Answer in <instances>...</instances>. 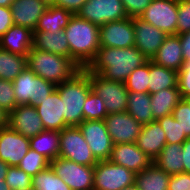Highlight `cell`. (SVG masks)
<instances>
[{
    "label": "cell",
    "instance_id": "6da1fadb",
    "mask_svg": "<svg viewBox=\"0 0 190 190\" xmlns=\"http://www.w3.org/2000/svg\"><path fill=\"white\" fill-rule=\"evenodd\" d=\"M149 59L135 46L100 47L86 69L112 81L125 82L128 76Z\"/></svg>",
    "mask_w": 190,
    "mask_h": 190
},
{
    "label": "cell",
    "instance_id": "7a4b0ae2",
    "mask_svg": "<svg viewBox=\"0 0 190 190\" xmlns=\"http://www.w3.org/2000/svg\"><path fill=\"white\" fill-rule=\"evenodd\" d=\"M64 33L69 44L70 58L80 68H86L100 48L99 26L73 14Z\"/></svg>",
    "mask_w": 190,
    "mask_h": 190
},
{
    "label": "cell",
    "instance_id": "3957f363",
    "mask_svg": "<svg viewBox=\"0 0 190 190\" xmlns=\"http://www.w3.org/2000/svg\"><path fill=\"white\" fill-rule=\"evenodd\" d=\"M63 101L64 122L68 127L79 126L83 122V107L92 89L86 68H81L70 79L56 86Z\"/></svg>",
    "mask_w": 190,
    "mask_h": 190
},
{
    "label": "cell",
    "instance_id": "277c9868",
    "mask_svg": "<svg viewBox=\"0 0 190 190\" xmlns=\"http://www.w3.org/2000/svg\"><path fill=\"white\" fill-rule=\"evenodd\" d=\"M26 63L37 76L56 86L70 79L81 69L71 58L35 48L29 51Z\"/></svg>",
    "mask_w": 190,
    "mask_h": 190
},
{
    "label": "cell",
    "instance_id": "5b68a950",
    "mask_svg": "<svg viewBox=\"0 0 190 190\" xmlns=\"http://www.w3.org/2000/svg\"><path fill=\"white\" fill-rule=\"evenodd\" d=\"M12 83L17 105L36 107L56 89V85L37 76L28 67Z\"/></svg>",
    "mask_w": 190,
    "mask_h": 190
},
{
    "label": "cell",
    "instance_id": "8992f818",
    "mask_svg": "<svg viewBox=\"0 0 190 190\" xmlns=\"http://www.w3.org/2000/svg\"><path fill=\"white\" fill-rule=\"evenodd\" d=\"M92 90L103 100L107 114L126 111L128 90L124 82L105 79L88 71Z\"/></svg>",
    "mask_w": 190,
    "mask_h": 190
},
{
    "label": "cell",
    "instance_id": "52a82bcc",
    "mask_svg": "<svg viewBox=\"0 0 190 190\" xmlns=\"http://www.w3.org/2000/svg\"><path fill=\"white\" fill-rule=\"evenodd\" d=\"M59 157L86 166H95L98 162L78 126L60 131Z\"/></svg>",
    "mask_w": 190,
    "mask_h": 190
},
{
    "label": "cell",
    "instance_id": "ba28073f",
    "mask_svg": "<svg viewBox=\"0 0 190 190\" xmlns=\"http://www.w3.org/2000/svg\"><path fill=\"white\" fill-rule=\"evenodd\" d=\"M135 181V173L109 160L94 166L93 190H122Z\"/></svg>",
    "mask_w": 190,
    "mask_h": 190
},
{
    "label": "cell",
    "instance_id": "9c48e42d",
    "mask_svg": "<svg viewBox=\"0 0 190 190\" xmlns=\"http://www.w3.org/2000/svg\"><path fill=\"white\" fill-rule=\"evenodd\" d=\"M50 167L71 190H93L94 166H86L57 157L50 161Z\"/></svg>",
    "mask_w": 190,
    "mask_h": 190
},
{
    "label": "cell",
    "instance_id": "30bf717a",
    "mask_svg": "<svg viewBox=\"0 0 190 190\" xmlns=\"http://www.w3.org/2000/svg\"><path fill=\"white\" fill-rule=\"evenodd\" d=\"M76 15L98 26L128 17L121 0H87Z\"/></svg>",
    "mask_w": 190,
    "mask_h": 190
},
{
    "label": "cell",
    "instance_id": "8fae6325",
    "mask_svg": "<svg viewBox=\"0 0 190 190\" xmlns=\"http://www.w3.org/2000/svg\"><path fill=\"white\" fill-rule=\"evenodd\" d=\"M140 18L167 35H176L178 0H152Z\"/></svg>",
    "mask_w": 190,
    "mask_h": 190
},
{
    "label": "cell",
    "instance_id": "7c38bea8",
    "mask_svg": "<svg viewBox=\"0 0 190 190\" xmlns=\"http://www.w3.org/2000/svg\"><path fill=\"white\" fill-rule=\"evenodd\" d=\"M78 127L95 159L109 160L113 143L104 120H84Z\"/></svg>",
    "mask_w": 190,
    "mask_h": 190
},
{
    "label": "cell",
    "instance_id": "4fadbf2b",
    "mask_svg": "<svg viewBox=\"0 0 190 190\" xmlns=\"http://www.w3.org/2000/svg\"><path fill=\"white\" fill-rule=\"evenodd\" d=\"M100 47L128 48L135 46L133 18L112 21L99 26Z\"/></svg>",
    "mask_w": 190,
    "mask_h": 190
},
{
    "label": "cell",
    "instance_id": "5bb4252c",
    "mask_svg": "<svg viewBox=\"0 0 190 190\" xmlns=\"http://www.w3.org/2000/svg\"><path fill=\"white\" fill-rule=\"evenodd\" d=\"M104 122L113 144L135 143L142 128L127 111L108 114Z\"/></svg>",
    "mask_w": 190,
    "mask_h": 190
},
{
    "label": "cell",
    "instance_id": "9a60e30c",
    "mask_svg": "<svg viewBox=\"0 0 190 190\" xmlns=\"http://www.w3.org/2000/svg\"><path fill=\"white\" fill-rule=\"evenodd\" d=\"M29 149V138L9 126L0 129V159L9 166H18Z\"/></svg>",
    "mask_w": 190,
    "mask_h": 190
},
{
    "label": "cell",
    "instance_id": "2e32d148",
    "mask_svg": "<svg viewBox=\"0 0 190 190\" xmlns=\"http://www.w3.org/2000/svg\"><path fill=\"white\" fill-rule=\"evenodd\" d=\"M8 126L27 138L45 130L36 108L30 105H18L8 113Z\"/></svg>",
    "mask_w": 190,
    "mask_h": 190
},
{
    "label": "cell",
    "instance_id": "e0dca14e",
    "mask_svg": "<svg viewBox=\"0 0 190 190\" xmlns=\"http://www.w3.org/2000/svg\"><path fill=\"white\" fill-rule=\"evenodd\" d=\"M133 24L135 47L151 60L168 35L140 17L133 18Z\"/></svg>",
    "mask_w": 190,
    "mask_h": 190
},
{
    "label": "cell",
    "instance_id": "ac0fdd59",
    "mask_svg": "<svg viewBox=\"0 0 190 190\" xmlns=\"http://www.w3.org/2000/svg\"><path fill=\"white\" fill-rule=\"evenodd\" d=\"M109 161L129 169L135 174L143 171L152 163L136 143L113 144Z\"/></svg>",
    "mask_w": 190,
    "mask_h": 190
},
{
    "label": "cell",
    "instance_id": "d6986e66",
    "mask_svg": "<svg viewBox=\"0 0 190 190\" xmlns=\"http://www.w3.org/2000/svg\"><path fill=\"white\" fill-rule=\"evenodd\" d=\"M49 4L50 0H13L10 9L14 24L34 31Z\"/></svg>",
    "mask_w": 190,
    "mask_h": 190
},
{
    "label": "cell",
    "instance_id": "ffe728a7",
    "mask_svg": "<svg viewBox=\"0 0 190 190\" xmlns=\"http://www.w3.org/2000/svg\"><path fill=\"white\" fill-rule=\"evenodd\" d=\"M45 130L62 131L68 127L64 122L63 101L57 89L35 107Z\"/></svg>",
    "mask_w": 190,
    "mask_h": 190
},
{
    "label": "cell",
    "instance_id": "44dd1931",
    "mask_svg": "<svg viewBox=\"0 0 190 190\" xmlns=\"http://www.w3.org/2000/svg\"><path fill=\"white\" fill-rule=\"evenodd\" d=\"M135 143L153 162L159 156L167 141L165 132L158 121L155 120L142 125Z\"/></svg>",
    "mask_w": 190,
    "mask_h": 190
},
{
    "label": "cell",
    "instance_id": "7402d4cb",
    "mask_svg": "<svg viewBox=\"0 0 190 190\" xmlns=\"http://www.w3.org/2000/svg\"><path fill=\"white\" fill-rule=\"evenodd\" d=\"M32 40L30 28L14 24L0 37V48L26 57L32 49Z\"/></svg>",
    "mask_w": 190,
    "mask_h": 190
},
{
    "label": "cell",
    "instance_id": "603a6c76",
    "mask_svg": "<svg viewBox=\"0 0 190 190\" xmlns=\"http://www.w3.org/2000/svg\"><path fill=\"white\" fill-rule=\"evenodd\" d=\"M151 61L179 72L184 63L179 35H168Z\"/></svg>",
    "mask_w": 190,
    "mask_h": 190
},
{
    "label": "cell",
    "instance_id": "cb8c5ba5",
    "mask_svg": "<svg viewBox=\"0 0 190 190\" xmlns=\"http://www.w3.org/2000/svg\"><path fill=\"white\" fill-rule=\"evenodd\" d=\"M32 48L70 58V49L64 30L59 33L33 31Z\"/></svg>",
    "mask_w": 190,
    "mask_h": 190
},
{
    "label": "cell",
    "instance_id": "d4e9b609",
    "mask_svg": "<svg viewBox=\"0 0 190 190\" xmlns=\"http://www.w3.org/2000/svg\"><path fill=\"white\" fill-rule=\"evenodd\" d=\"M73 13L67 9L50 3L47 10L41 15L34 31L59 33L68 25Z\"/></svg>",
    "mask_w": 190,
    "mask_h": 190
},
{
    "label": "cell",
    "instance_id": "484cf974",
    "mask_svg": "<svg viewBox=\"0 0 190 190\" xmlns=\"http://www.w3.org/2000/svg\"><path fill=\"white\" fill-rule=\"evenodd\" d=\"M181 99L178 86L150 94L151 110L154 120L172 114Z\"/></svg>",
    "mask_w": 190,
    "mask_h": 190
},
{
    "label": "cell",
    "instance_id": "4316f807",
    "mask_svg": "<svg viewBox=\"0 0 190 190\" xmlns=\"http://www.w3.org/2000/svg\"><path fill=\"white\" fill-rule=\"evenodd\" d=\"M170 175L153 162L143 171L135 174L134 184L138 190H168Z\"/></svg>",
    "mask_w": 190,
    "mask_h": 190
},
{
    "label": "cell",
    "instance_id": "83f0119b",
    "mask_svg": "<svg viewBox=\"0 0 190 190\" xmlns=\"http://www.w3.org/2000/svg\"><path fill=\"white\" fill-rule=\"evenodd\" d=\"M149 85L148 93L153 94L160 90L176 88L178 83V72L149 60Z\"/></svg>",
    "mask_w": 190,
    "mask_h": 190
},
{
    "label": "cell",
    "instance_id": "f1b7e54d",
    "mask_svg": "<svg viewBox=\"0 0 190 190\" xmlns=\"http://www.w3.org/2000/svg\"><path fill=\"white\" fill-rule=\"evenodd\" d=\"M30 148L42 154L49 161L59 157L60 132L44 130L38 135L29 138Z\"/></svg>",
    "mask_w": 190,
    "mask_h": 190
},
{
    "label": "cell",
    "instance_id": "f546056e",
    "mask_svg": "<svg viewBox=\"0 0 190 190\" xmlns=\"http://www.w3.org/2000/svg\"><path fill=\"white\" fill-rule=\"evenodd\" d=\"M182 144H168L163 147L153 163L167 174L173 175L184 172Z\"/></svg>",
    "mask_w": 190,
    "mask_h": 190
},
{
    "label": "cell",
    "instance_id": "4dcf8cb0",
    "mask_svg": "<svg viewBox=\"0 0 190 190\" xmlns=\"http://www.w3.org/2000/svg\"><path fill=\"white\" fill-rule=\"evenodd\" d=\"M126 111L142 125L155 121L149 93L128 92Z\"/></svg>",
    "mask_w": 190,
    "mask_h": 190
},
{
    "label": "cell",
    "instance_id": "1f68e13d",
    "mask_svg": "<svg viewBox=\"0 0 190 190\" xmlns=\"http://www.w3.org/2000/svg\"><path fill=\"white\" fill-rule=\"evenodd\" d=\"M26 67L25 56L0 48V79L12 82Z\"/></svg>",
    "mask_w": 190,
    "mask_h": 190
},
{
    "label": "cell",
    "instance_id": "d6a6232c",
    "mask_svg": "<svg viewBox=\"0 0 190 190\" xmlns=\"http://www.w3.org/2000/svg\"><path fill=\"white\" fill-rule=\"evenodd\" d=\"M34 190H71V188L48 166L32 177Z\"/></svg>",
    "mask_w": 190,
    "mask_h": 190
},
{
    "label": "cell",
    "instance_id": "836d02e7",
    "mask_svg": "<svg viewBox=\"0 0 190 190\" xmlns=\"http://www.w3.org/2000/svg\"><path fill=\"white\" fill-rule=\"evenodd\" d=\"M149 74L148 60L142 66L137 67L124 82L128 92L148 93Z\"/></svg>",
    "mask_w": 190,
    "mask_h": 190
},
{
    "label": "cell",
    "instance_id": "e575fe53",
    "mask_svg": "<svg viewBox=\"0 0 190 190\" xmlns=\"http://www.w3.org/2000/svg\"><path fill=\"white\" fill-rule=\"evenodd\" d=\"M107 111L103 100L91 89L83 107L84 120H104Z\"/></svg>",
    "mask_w": 190,
    "mask_h": 190
},
{
    "label": "cell",
    "instance_id": "d590c367",
    "mask_svg": "<svg viewBox=\"0 0 190 190\" xmlns=\"http://www.w3.org/2000/svg\"><path fill=\"white\" fill-rule=\"evenodd\" d=\"M48 166H50V161L31 148L18 164V167L31 177L46 169Z\"/></svg>",
    "mask_w": 190,
    "mask_h": 190
},
{
    "label": "cell",
    "instance_id": "8d00e7d4",
    "mask_svg": "<svg viewBox=\"0 0 190 190\" xmlns=\"http://www.w3.org/2000/svg\"><path fill=\"white\" fill-rule=\"evenodd\" d=\"M157 121L165 132L168 144H183L188 138L184 133H182V129L178 124V121L175 120L173 114L159 118Z\"/></svg>",
    "mask_w": 190,
    "mask_h": 190
},
{
    "label": "cell",
    "instance_id": "74e56055",
    "mask_svg": "<svg viewBox=\"0 0 190 190\" xmlns=\"http://www.w3.org/2000/svg\"><path fill=\"white\" fill-rule=\"evenodd\" d=\"M5 181L11 190H26L32 187V177L18 166H9Z\"/></svg>",
    "mask_w": 190,
    "mask_h": 190
},
{
    "label": "cell",
    "instance_id": "f35d334b",
    "mask_svg": "<svg viewBox=\"0 0 190 190\" xmlns=\"http://www.w3.org/2000/svg\"><path fill=\"white\" fill-rule=\"evenodd\" d=\"M173 116L178 121L184 133L187 137H190V98L181 99L177 106L173 110Z\"/></svg>",
    "mask_w": 190,
    "mask_h": 190
},
{
    "label": "cell",
    "instance_id": "ab89813d",
    "mask_svg": "<svg viewBox=\"0 0 190 190\" xmlns=\"http://www.w3.org/2000/svg\"><path fill=\"white\" fill-rule=\"evenodd\" d=\"M17 106L13 83L0 79V107L10 113Z\"/></svg>",
    "mask_w": 190,
    "mask_h": 190
},
{
    "label": "cell",
    "instance_id": "60d3db41",
    "mask_svg": "<svg viewBox=\"0 0 190 190\" xmlns=\"http://www.w3.org/2000/svg\"><path fill=\"white\" fill-rule=\"evenodd\" d=\"M190 31V0H178L176 35Z\"/></svg>",
    "mask_w": 190,
    "mask_h": 190
},
{
    "label": "cell",
    "instance_id": "b9f144b4",
    "mask_svg": "<svg viewBox=\"0 0 190 190\" xmlns=\"http://www.w3.org/2000/svg\"><path fill=\"white\" fill-rule=\"evenodd\" d=\"M178 89L181 98H190V61H184L182 68L178 72Z\"/></svg>",
    "mask_w": 190,
    "mask_h": 190
},
{
    "label": "cell",
    "instance_id": "7bdbcfd3",
    "mask_svg": "<svg viewBox=\"0 0 190 190\" xmlns=\"http://www.w3.org/2000/svg\"><path fill=\"white\" fill-rule=\"evenodd\" d=\"M129 18L140 17L152 0H121Z\"/></svg>",
    "mask_w": 190,
    "mask_h": 190
},
{
    "label": "cell",
    "instance_id": "ee69618b",
    "mask_svg": "<svg viewBox=\"0 0 190 190\" xmlns=\"http://www.w3.org/2000/svg\"><path fill=\"white\" fill-rule=\"evenodd\" d=\"M168 190H190V173L170 175Z\"/></svg>",
    "mask_w": 190,
    "mask_h": 190
},
{
    "label": "cell",
    "instance_id": "f6af8a7d",
    "mask_svg": "<svg viewBox=\"0 0 190 190\" xmlns=\"http://www.w3.org/2000/svg\"><path fill=\"white\" fill-rule=\"evenodd\" d=\"M14 25L10 7L0 6V37Z\"/></svg>",
    "mask_w": 190,
    "mask_h": 190
},
{
    "label": "cell",
    "instance_id": "bcb514c9",
    "mask_svg": "<svg viewBox=\"0 0 190 190\" xmlns=\"http://www.w3.org/2000/svg\"><path fill=\"white\" fill-rule=\"evenodd\" d=\"M86 1L87 0H50V3L76 14Z\"/></svg>",
    "mask_w": 190,
    "mask_h": 190
},
{
    "label": "cell",
    "instance_id": "7dc6e473",
    "mask_svg": "<svg viewBox=\"0 0 190 190\" xmlns=\"http://www.w3.org/2000/svg\"><path fill=\"white\" fill-rule=\"evenodd\" d=\"M184 61H190V31L179 35Z\"/></svg>",
    "mask_w": 190,
    "mask_h": 190
},
{
    "label": "cell",
    "instance_id": "c3c4849f",
    "mask_svg": "<svg viewBox=\"0 0 190 190\" xmlns=\"http://www.w3.org/2000/svg\"><path fill=\"white\" fill-rule=\"evenodd\" d=\"M184 172L190 173V137L182 144Z\"/></svg>",
    "mask_w": 190,
    "mask_h": 190
},
{
    "label": "cell",
    "instance_id": "681fc988",
    "mask_svg": "<svg viewBox=\"0 0 190 190\" xmlns=\"http://www.w3.org/2000/svg\"><path fill=\"white\" fill-rule=\"evenodd\" d=\"M8 126V112L0 107V129Z\"/></svg>",
    "mask_w": 190,
    "mask_h": 190
},
{
    "label": "cell",
    "instance_id": "f907efd6",
    "mask_svg": "<svg viewBox=\"0 0 190 190\" xmlns=\"http://www.w3.org/2000/svg\"><path fill=\"white\" fill-rule=\"evenodd\" d=\"M9 165L0 159V182L5 180Z\"/></svg>",
    "mask_w": 190,
    "mask_h": 190
},
{
    "label": "cell",
    "instance_id": "816d5d0a",
    "mask_svg": "<svg viewBox=\"0 0 190 190\" xmlns=\"http://www.w3.org/2000/svg\"><path fill=\"white\" fill-rule=\"evenodd\" d=\"M13 0H0V6L1 7H10Z\"/></svg>",
    "mask_w": 190,
    "mask_h": 190
},
{
    "label": "cell",
    "instance_id": "f5cc1de1",
    "mask_svg": "<svg viewBox=\"0 0 190 190\" xmlns=\"http://www.w3.org/2000/svg\"><path fill=\"white\" fill-rule=\"evenodd\" d=\"M0 190H11L9 188V186L6 184L5 180H3L2 182H0Z\"/></svg>",
    "mask_w": 190,
    "mask_h": 190
},
{
    "label": "cell",
    "instance_id": "db71d44e",
    "mask_svg": "<svg viewBox=\"0 0 190 190\" xmlns=\"http://www.w3.org/2000/svg\"><path fill=\"white\" fill-rule=\"evenodd\" d=\"M122 190H138L137 187L135 186V184L131 185V186H128V187H125L123 188Z\"/></svg>",
    "mask_w": 190,
    "mask_h": 190
}]
</instances>
